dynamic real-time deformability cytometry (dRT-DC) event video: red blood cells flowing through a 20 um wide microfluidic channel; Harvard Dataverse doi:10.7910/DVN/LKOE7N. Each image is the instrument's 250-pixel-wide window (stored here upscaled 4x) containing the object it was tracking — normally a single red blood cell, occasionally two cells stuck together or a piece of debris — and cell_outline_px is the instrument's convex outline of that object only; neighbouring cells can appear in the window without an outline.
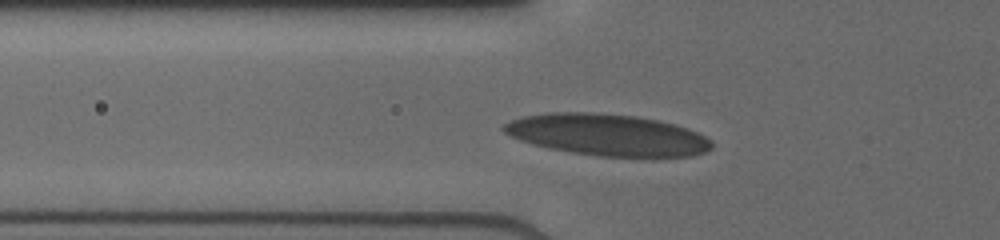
{"species": "human", "species_latin": "Homo sapiens", "temperature_condition": "cold", "stored_images_in_passage": 28, "camera_frame_rate_fps": 3000, "um_per_image_px": 0.085, "donor": {"sex": "male"}, "frame": {"image": 1, "passage_image": 2, "time_ms": 0.333, "image_size_px": [1000, 240], "cell_outline_px": [[712, 148], [704, 152], [692, 156], [600, 156], [572, 152], [548, 148], [532, 144], [520, 140], [504, 132], [500, 128], [508, 120], [520, 116], [548, 112], [592, 112], [636, 116], [656, 120], [688, 128], [704, 136], [712, 144]], "centroid_in_image_um": [51.54, 11.45], "position_along_channel_um": 74.3, "area_um2": 50.17}}
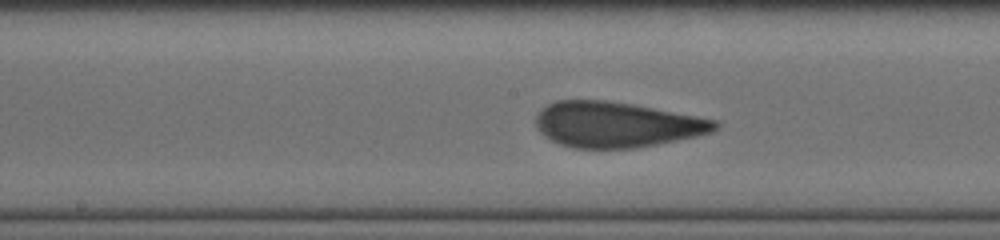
{"frame": {"image": 2, "passage_image": 12, "time_ms": 3.333, "image_size_px": [1000, 240], "cell_outline_px": [[720, 124], [712, 132], [696, 136], [636, 148], [572, 148], [560, 144], [544, 136], [536, 128], [536, 116], [548, 104], [556, 100], [604, 100], [652, 108], [696, 116], [716, 120]], "centroid_in_image_um": [52.37, 10.6], "position_along_channel_um": 195.8, "area_um2": 46.99}}
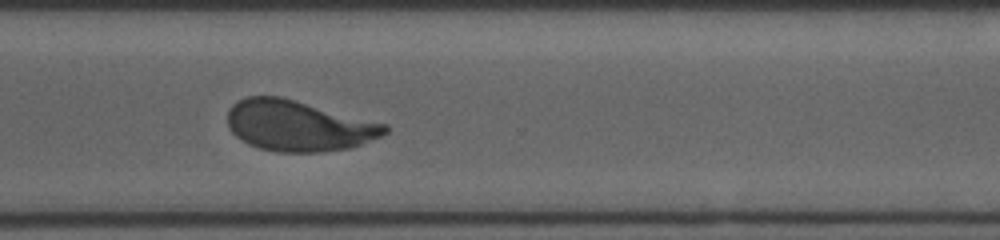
{"frame": {"image": 3, "passage_image": 27, "time_ms": 7.0, "image_size_px": [1000, 240], "cell_outline_px": [[388, 132], [380, 136], [352, 148], [320, 152], [280, 152], [260, 148], [248, 144], [236, 136], [228, 128], [228, 108], [236, 100], [244, 96], [280, 96], [388, 124]], "centroid_in_image_um": [25.35, 10.68], "position_along_channel_um": 345.3, "area_um2": 46.7}}